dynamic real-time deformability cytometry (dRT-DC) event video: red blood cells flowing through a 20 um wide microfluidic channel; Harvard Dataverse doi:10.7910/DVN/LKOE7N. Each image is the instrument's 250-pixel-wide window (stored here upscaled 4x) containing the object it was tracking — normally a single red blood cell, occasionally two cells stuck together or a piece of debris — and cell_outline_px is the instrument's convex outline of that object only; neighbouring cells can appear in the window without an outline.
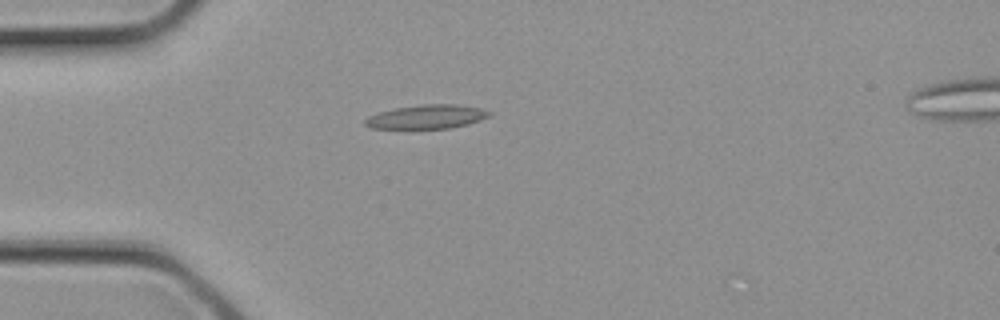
{"species": "common noctule bat (a hibernating species)", "species_latin": "Nyctalus noctula", "temperature_condition": "cold", "stored_images_in_passage": 2, "camera_frame_rate_fps": 3000, "um_per_image_px": 0.085, "animal": {"sex": "female", "body_mass_g": 21.9}, "frame": {"image": 1, "passage_image": 1, "time_ms": 0.0, "image_size_px": [1000, 320], "cell_outline_px": [[492, 112], [488, 116], [480, 120], [468, 124], [448, 128], [372, 128], [364, 124], [364, 120], [368, 116], [380, 112], [396, 108], [420, 104], [456, 104], [480, 108]], "centroid_in_image_um": [36.27, 9.92], "position_along_channel_um": 48.7, "area_um2": 17.11}}